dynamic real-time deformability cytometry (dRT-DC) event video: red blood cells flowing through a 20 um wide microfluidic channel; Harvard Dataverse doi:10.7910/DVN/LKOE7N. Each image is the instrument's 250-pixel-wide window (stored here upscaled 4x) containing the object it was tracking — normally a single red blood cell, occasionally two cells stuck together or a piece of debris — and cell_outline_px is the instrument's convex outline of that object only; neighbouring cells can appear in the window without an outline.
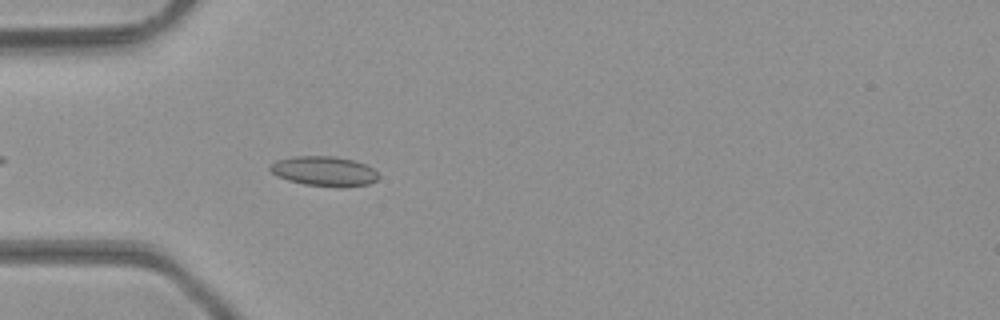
{"species": "common noctule bat (a hibernating species)", "species_latin": "Nyctalus noctula", "temperature_condition": "room temperature", "stored_images_in_passage": 38, "camera_frame_rate_fps": 3000, "um_per_image_px": 0.085, "animal": {"sex": "male", "body_mass_g": 23.1, "forearm_length_mm": 52.7}, "frame": {"image": 1, "passage_image": 5, "time_ms": 1.333, "image_size_px": [1000, 320], "cell_outline_px": [[380, 176], [376, 180], [368, 184], [344, 188], [340, 188], [304, 184], [288, 180], [276, 176], [268, 168], [268, 164], [276, 160], [292, 156], [332, 156], [352, 160], [364, 164], [372, 168]], "centroid_in_image_um": [27.51, 14.56], "position_along_channel_um": 57.5, "area_um2": 19.02}}
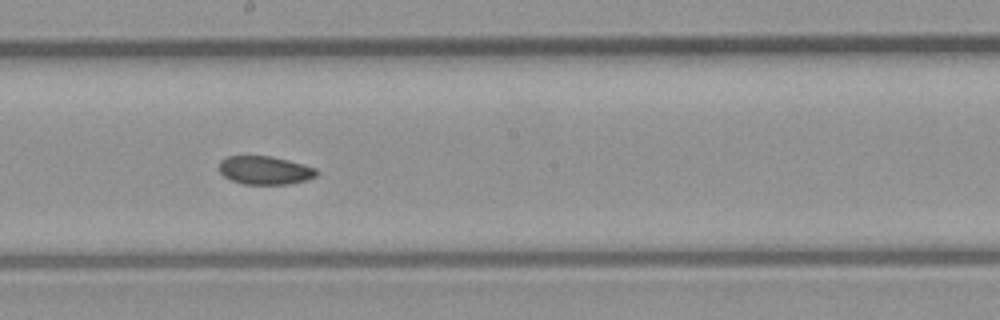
{"frame": {"image": 2, "passage_image": 17, "time_ms": 5.333, "image_size_px": [1000, 320], "cell_outline_px": [[320, 172], [316, 176], [304, 180], [288, 184], [244, 184], [232, 180], [224, 176], [220, 172], [220, 160], [228, 156], [272, 156], [304, 164], [316, 168]], "centroid_in_image_um": [22.54, 14.46], "position_along_channel_um": 225.7, "area_um2": 16.07}}
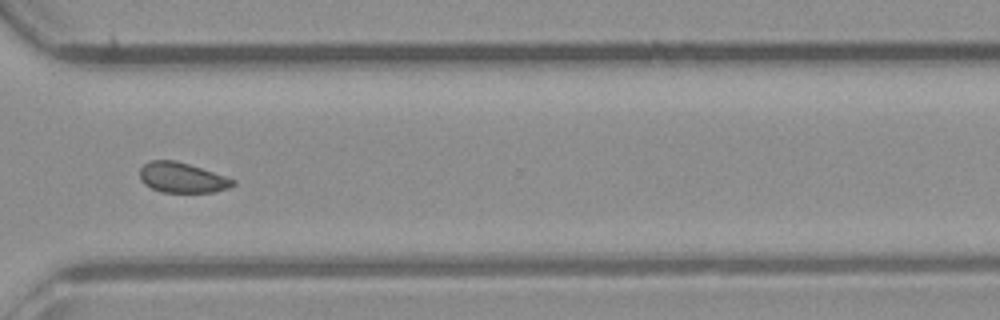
{"frame": {"image": 3, "passage_image": 26, "time_ms": 8.333, "image_size_px": [1000, 320], "cell_outline_px": [[236, 184], [228, 188], [212, 192], [160, 192], [144, 184], [140, 180], [140, 168], [144, 164], [152, 160], [176, 160], [236, 180]], "centroid_in_image_um": [15.45, 15.1], "position_along_channel_um": 355.1, "area_um2": 16.24}, "authors_computed_cell_mechanics": {"area_um2": 16.9065, "velocity_mm_per_s": 4.318, "shape_relaxation_time_tau1_ms": 9.7064, "shape_relaxation_time_tau2_ms": 4.0253, "deformation_change_tau1": 0.1324, "deformation_change_tau2": 0.0812}}